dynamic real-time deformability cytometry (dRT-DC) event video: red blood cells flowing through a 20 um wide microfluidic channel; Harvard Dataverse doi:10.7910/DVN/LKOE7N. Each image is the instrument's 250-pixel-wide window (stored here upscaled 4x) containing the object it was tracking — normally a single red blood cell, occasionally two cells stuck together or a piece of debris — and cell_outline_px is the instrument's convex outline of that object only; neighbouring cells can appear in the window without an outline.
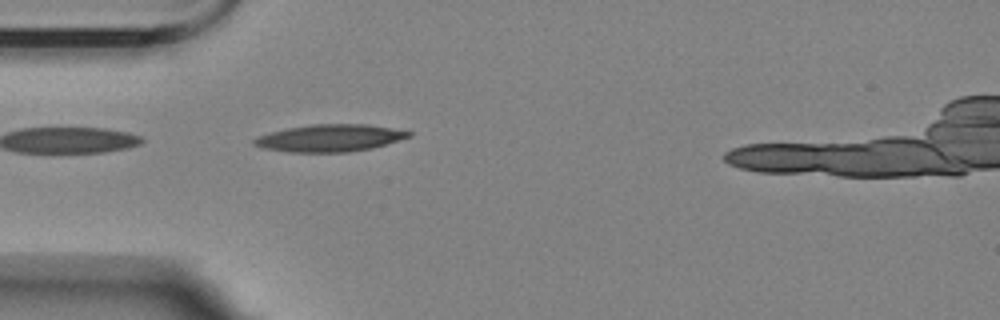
{"species": "Egyptian fruit bat (a non-hibernating species)", "species_latin": "Rousettus aegyptiacus", "temperature_condition": "room temperature", "stored_images_in_passage": 6, "camera_frame_rate_fps": 3000, "um_per_image_px": 0.085, "animal": {"sex": "female"}, "frame": {"image": 1, "passage_image": 5, "time_ms": 4.333, "image_size_px": [1000, 320], "cell_outline_px": [[412, 136], [372, 148], [348, 152], [288, 152], [260, 148], [252, 144], [252, 140], [260, 136], [272, 132], [288, 128], [312, 124], [364, 124], [412, 132]], "centroid_in_image_um": [27.99, 11.74], "position_along_channel_um": 57.0, "area_um2": 24.28}}